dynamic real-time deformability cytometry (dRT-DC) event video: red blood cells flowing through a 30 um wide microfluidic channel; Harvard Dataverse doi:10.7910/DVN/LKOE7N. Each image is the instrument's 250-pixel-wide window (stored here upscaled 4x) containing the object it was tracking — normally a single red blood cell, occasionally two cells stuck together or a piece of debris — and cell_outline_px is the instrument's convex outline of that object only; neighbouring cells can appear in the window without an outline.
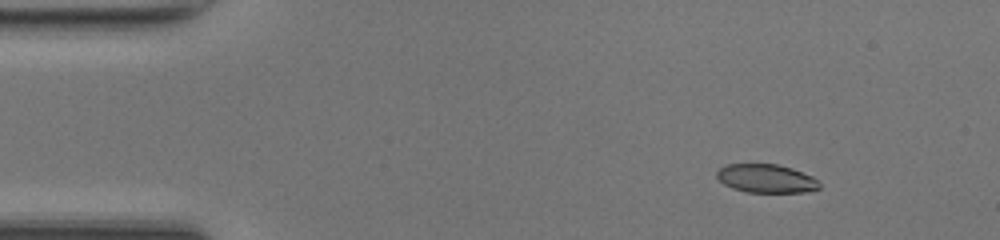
{"species": "common noctule bat (a hibernating species)", "species_latin": "Nyctalus noctula", "temperature_condition": "room temperature", "stored_images_in_passage": 44, "camera_frame_rate_fps": 3000, "um_per_image_px": 0.085, "animal": {"sex": "female", "body_mass_g": 17.0, "forearm_length_mm": 48.0}, "frame": {"image": 1, "passage_image": 1, "time_ms": 0.0, "image_size_px": [1000, 240], "cell_outline_px": [[820, 188], [804, 192], [748, 192], [732, 188], [724, 184], [716, 176], [716, 172], [720, 168], [728, 164], [776, 164], [792, 168], [812, 176], [820, 184]], "centroid_in_image_um": [65.12, 15.17], "position_along_channel_um": 19.9, "area_um2": 16.94}}
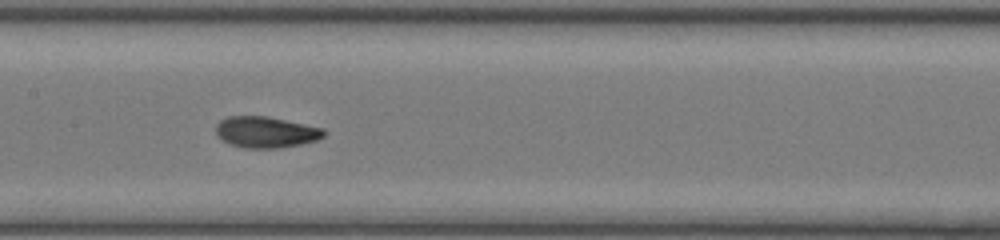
{"frame": {"image": 2, "passage_image": 19, "time_ms": 6.0, "image_size_px": [1000, 240], "cell_outline_px": [[324, 136], [316, 140], [300, 144], [280, 148], [244, 148], [232, 144], [216, 136], [216, 124], [220, 120], [228, 116], [268, 116], [324, 128]], "centroid_in_image_um": [22.58, 11.22], "position_along_channel_um": 184.8, "area_um2": 19.59}}
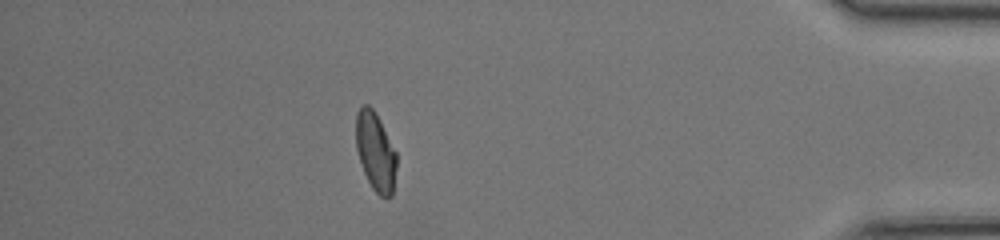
{"frame": {"image": 3, "passage_image": 38, "time_ms": 12.333, "image_size_px": [1000, 240], "cell_outline_px": [[396, 168], [392, 196], [380, 196], [372, 188], [364, 172], [356, 148], [356, 112], [360, 104], [368, 104], [376, 112], [396, 152]], "centroid_in_image_um": [31.9, 12.84], "position_along_channel_um": 403.3, "area_um2": 18.55}, "authors_computed_cell_mechanics": {"area_um2": 19.074, "velocity_mm_per_s": 4.2407, "shape_relaxation_time_tau1_ms": 6.3252, "shape_relaxation_time_tau2_ms": 1.5326, "deformation_change_tau1": 0.1984, "deformation_change_tau2": 0.0653}}